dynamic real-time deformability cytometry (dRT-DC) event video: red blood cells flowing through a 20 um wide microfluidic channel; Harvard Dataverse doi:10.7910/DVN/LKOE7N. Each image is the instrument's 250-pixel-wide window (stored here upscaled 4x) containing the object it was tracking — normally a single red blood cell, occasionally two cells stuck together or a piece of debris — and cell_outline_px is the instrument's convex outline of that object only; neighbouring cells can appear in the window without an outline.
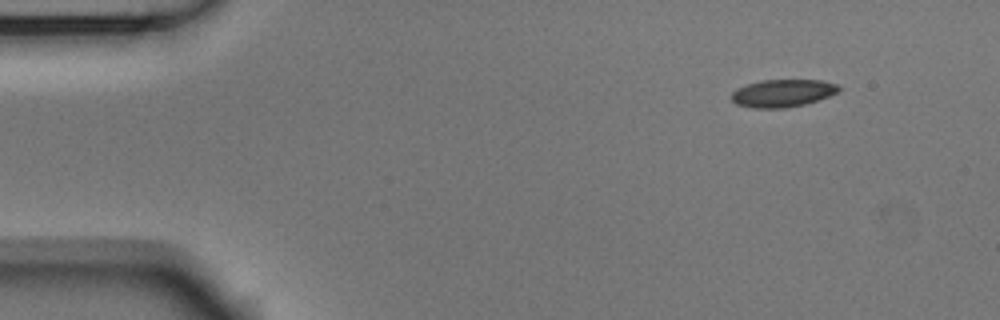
{"species": "Egyptian fruit bat (a non-hibernating species)", "species_latin": "Rousettus aegyptiacus", "temperature_condition": "room temperature", "stored_images_in_passage": 49, "camera_frame_rate_fps": 3000, "um_per_image_px": 0.085, "animal": {"sex": "male"}, "frame": {"image": 1, "passage_image": 1, "time_ms": 0.0, "image_size_px": [1000, 320], "cell_outline_px": [[840, 88], [836, 92], [828, 96], [804, 104], [784, 108], [756, 108], [736, 104], [732, 100], [732, 92], [736, 88], [760, 80], [824, 80], [836, 84]], "centroid_in_image_um": [66.49, 7.91], "position_along_channel_um": 18.5, "area_um2": 17.05}}
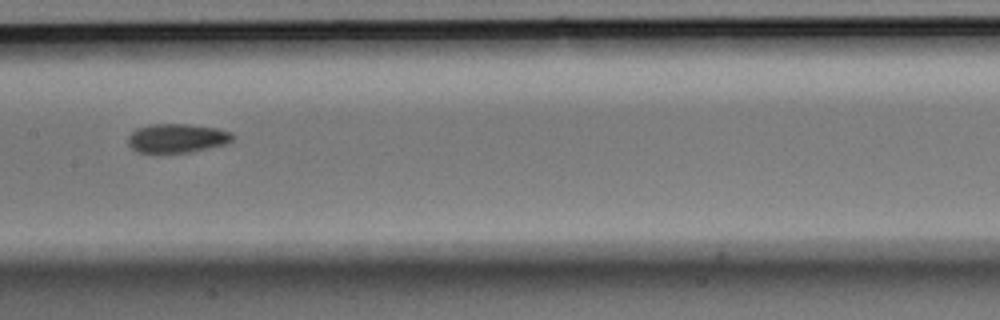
{"frame": {"image": 2, "passage_image": 22, "time_ms": 7.0, "image_size_px": [1000, 320], "cell_outline_px": [[236, 136], [232, 140], [224, 144], [188, 152], [156, 156], [136, 152], [128, 144], [128, 136], [136, 128], [148, 124], [188, 124], [216, 128], [232, 132]], "centroid_in_image_um": [14.97, 11.78], "position_along_channel_um": 192.4, "area_um2": 18.32}}
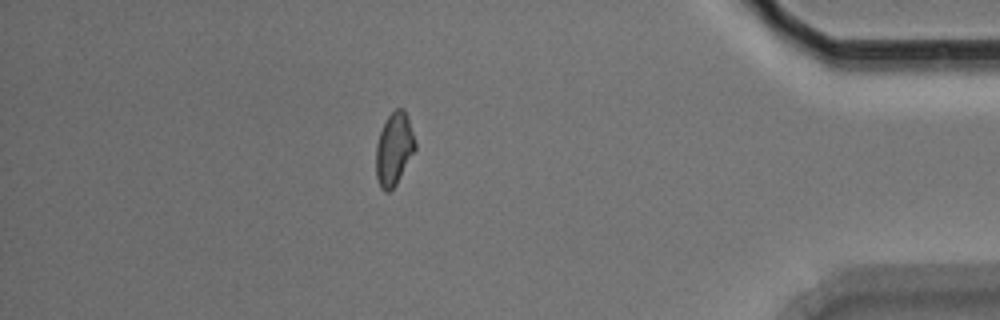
{"frame": {"image": 3, "passage_image": 42, "time_ms": 13.667, "image_size_px": [1000, 320], "cell_outline_px": [[416, 148], [396, 184], [388, 192], [384, 192], [380, 188], [376, 176], [376, 144], [380, 132], [388, 116], [396, 108], [404, 108], [408, 116], [416, 144]], "centroid_in_image_um": [33.49, 12.66], "position_along_channel_um": 401.7, "area_um2": 16.53}, "authors_computed_cell_mechanics": {"area_um2": 17.1666, "velocity_mm_per_s": 3.7426, "shape_relaxation_time_tau1_ms": 4.6015, "shape_relaxation_time_tau2_ms": 3.0343, "deformation_change_tau1": 0.1151, "deformation_change_tau2": 0.0914}}